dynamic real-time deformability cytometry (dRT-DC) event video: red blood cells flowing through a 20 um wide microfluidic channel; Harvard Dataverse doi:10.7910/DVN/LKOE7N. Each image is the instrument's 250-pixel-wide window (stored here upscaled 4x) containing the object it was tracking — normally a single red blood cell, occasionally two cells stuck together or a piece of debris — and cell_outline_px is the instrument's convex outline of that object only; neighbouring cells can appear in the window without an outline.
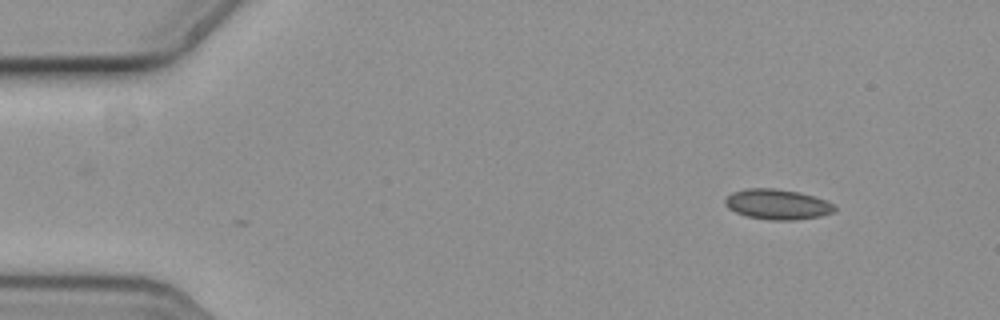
{"species": "common noctule bat (a hibernating species)", "species_latin": "Nyctalus noctula", "temperature_condition": "cold", "stored_images_in_passage": 2, "camera_frame_rate_fps": 3000, "um_per_image_px": 0.085, "animal": {"sex": "female", "body_mass_g": 19.3, "forearm_length_mm": 54.1}, "frame": {"image": 1, "passage_image": 2, "time_ms": 0.333, "image_size_px": [1000, 320], "cell_outline_px": [[836, 212], [820, 216], [796, 220], [768, 220], [744, 216], [728, 208], [724, 204], [724, 200], [732, 192], [748, 188], [776, 188], [800, 192], [828, 200], [836, 204]], "centroid_in_image_um": [66.12, 17.37], "position_along_channel_um": 18.9, "area_um2": 19.71}}